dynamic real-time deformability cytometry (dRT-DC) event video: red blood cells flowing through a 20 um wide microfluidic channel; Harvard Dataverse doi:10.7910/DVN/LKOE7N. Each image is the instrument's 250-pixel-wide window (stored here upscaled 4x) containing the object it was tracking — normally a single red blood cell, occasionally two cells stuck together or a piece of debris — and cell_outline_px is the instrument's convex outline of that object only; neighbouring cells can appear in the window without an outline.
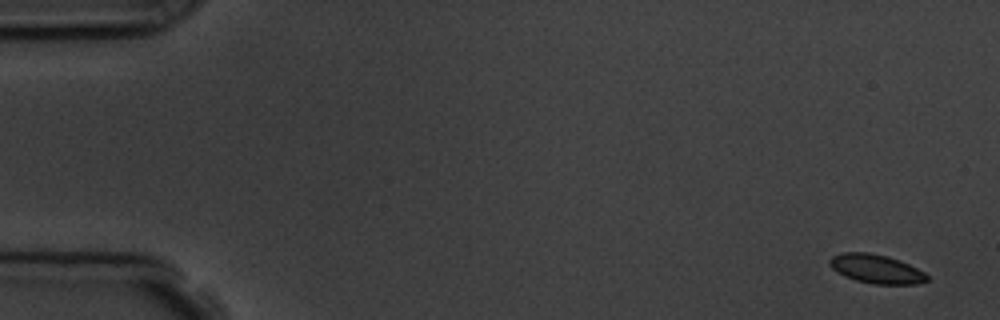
{"species": "common noctule bat (a hibernating species)", "species_latin": "Nyctalus noctula", "temperature_condition": "room temperature", "stored_images_in_passage": 5, "camera_frame_rate_fps": 3000, "um_per_image_px": 0.085, "animal": {"sex": "male", "body_mass_g": 19.5, "forearm_length_mm": 54.6}, "frame": {"image": 1, "passage_image": 1, "time_ms": 0.0, "image_size_px": [1000, 320], "cell_outline_px": [[928, 280], [916, 284], [876, 284], [856, 280], [844, 276], [836, 272], [828, 264], [828, 260], [832, 256], [844, 252], [868, 252], [888, 256], [900, 260], [924, 272], [928, 276]], "centroid_in_image_um": [74.45, 22.85], "position_along_channel_um": 10.6, "area_um2": 16.42}}
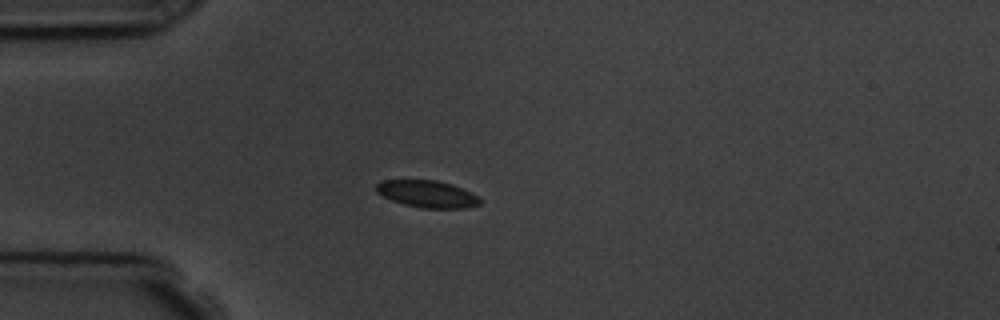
{"frame": {"image": 2, "passage_image": 5, "time_ms": 4.333, "image_size_px": [1000, 320], "cell_outline_px": [[480, 204], [468, 208], [420, 208], [404, 204], [392, 200], [376, 192], [376, 184], [384, 180], [436, 180], [452, 184], [472, 192], [480, 196]], "centroid_in_image_um": [36.36, 16.49], "position_along_channel_um": 48.6, "area_um2": 16.42}}